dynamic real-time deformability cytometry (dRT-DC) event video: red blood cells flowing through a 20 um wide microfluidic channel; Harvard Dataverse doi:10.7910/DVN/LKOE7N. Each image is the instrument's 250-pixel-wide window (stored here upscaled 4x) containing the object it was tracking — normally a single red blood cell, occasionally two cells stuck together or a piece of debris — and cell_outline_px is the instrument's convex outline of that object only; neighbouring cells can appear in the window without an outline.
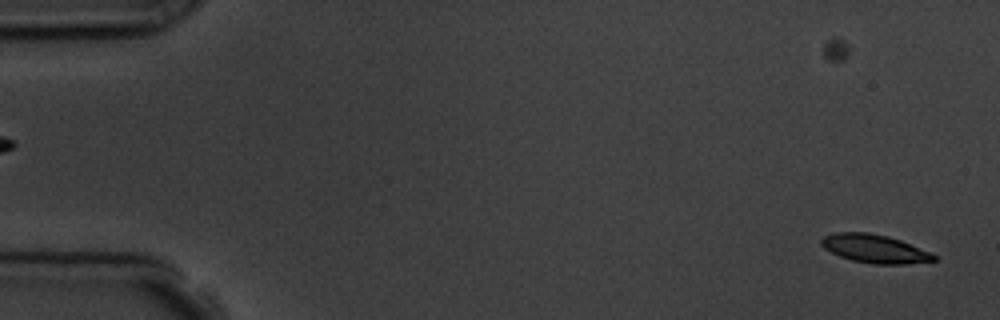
{"species": "common noctule bat (a hibernating species)", "species_latin": "Nyctalus noctula", "temperature_condition": "room temperature", "stored_images_in_passage": 5, "segment_of_instrument_passage": [2, 2], "camera_frame_rate_fps": 3000, "um_per_image_px": 0.085, "animal": {"sex": "male", "body_mass_g": 19.5, "forearm_length_mm": 54.6}, "frame": {"image": 1, "passage_image": 5, "time_ms": 4.667, "image_size_px": [1000, 320], "cell_outline_px": [[936, 260], [904, 264], [872, 264], [852, 260], [840, 256], [824, 248], [820, 244], [820, 240], [824, 236], [836, 232], [868, 232], [888, 236], [900, 240], [932, 252], [936, 256]], "centroid_in_image_um": [74.35, 21.13], "position_along_channel_um": 10.7, "area_um2": 18.61}}